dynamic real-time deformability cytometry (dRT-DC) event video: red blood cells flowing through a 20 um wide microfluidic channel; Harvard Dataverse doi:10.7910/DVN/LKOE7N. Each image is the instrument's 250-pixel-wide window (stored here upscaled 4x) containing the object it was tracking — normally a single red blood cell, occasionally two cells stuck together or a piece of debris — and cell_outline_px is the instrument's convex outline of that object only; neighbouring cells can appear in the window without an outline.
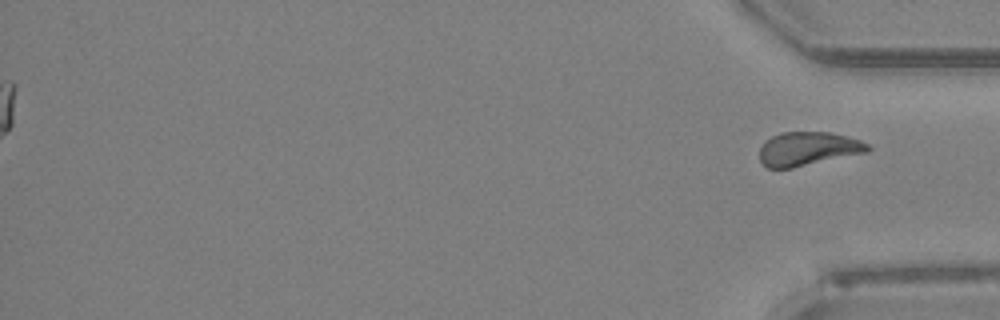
{"species": "Egyptian fruit bat (a non-hibernating species)", "species_latin": "Rousettus aegyptiacus", "temperature_condition": "room temperature", "stored_images_in_passage": 52, "segment_of_instrument_passage": [2, 2], "camera_frame_rate_fps": 3000, "um_per_image_px": 0.085, "animal": {"sex": "female"}, "frame": {"image": 1, "passage_image": 52, "time_ms": 17.0, "image_size_px": [1000, 320], "cell_outline_px": [[872, 148], [868, 152], [792, 168], [768, 168], [760, 160], [760, 148], [764, 140], [780, 132], [828, 132], [860, 140], [868, 144]], "centroid_in_image_um": [68.67, 12.64], "position_along_channel_um": 366.5, "area_um2": 21.27}}